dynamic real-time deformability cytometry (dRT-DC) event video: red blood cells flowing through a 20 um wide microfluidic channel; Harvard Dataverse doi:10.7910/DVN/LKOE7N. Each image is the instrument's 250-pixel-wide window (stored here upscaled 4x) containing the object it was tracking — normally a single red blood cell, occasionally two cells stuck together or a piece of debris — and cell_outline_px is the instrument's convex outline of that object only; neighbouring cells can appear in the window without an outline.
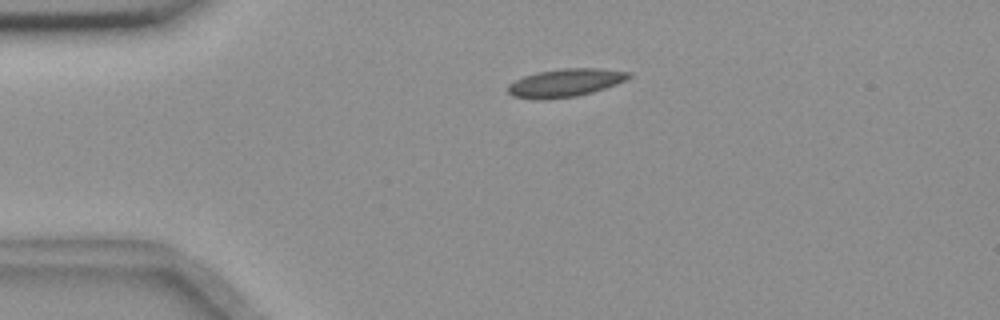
{"species": "common noctule bat (a hibernating species)", "species_latin": "Nyctalus noctula", "temperature_condition": "room temperature", "stored_images_in_passage": 48, "camera_frame_rate_fps": 3000, "um_per_image_px": 0.085, "animal": {"sex": "female", "body_mass_g": 18.4}, "frame": {"image": 1, "passage_image": 5, "time_ms": 1.333, "image_size_px": [1000, 320], "cell_outline_px": [[632, 76], [616, 84], [592, 92], [576, 96], [512, 96], [508, 92], [508, 84], [524, 76], [536, 72], [564, 68], [600, 68], [632, 72]], "centroid_in_image_um": [48.14, 6.97], "position_along_channel_um": 36.9, "area_um2": 18.79}}
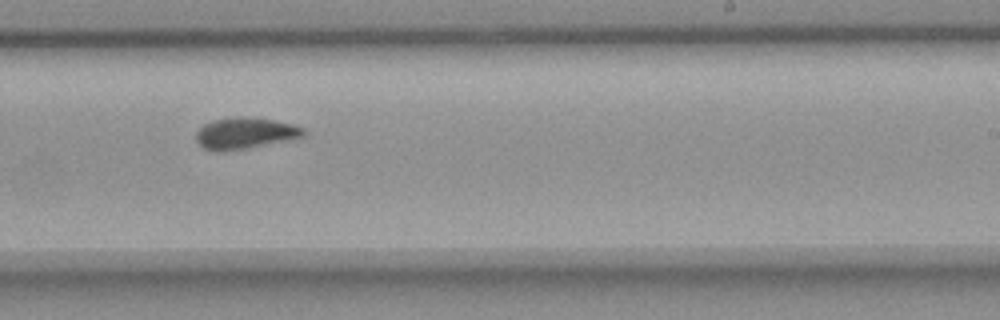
{"frame": {"image": 2, "passage_image": 27, "time_ms": 8.667, "image_size_px": [1000, 320], "cell_outline_px": [[308, 132], [304, 136], [224, 152], [216, 152], [204, 148], [196, 140], [196, 132], [204, 124], [212, 120], [272, 120], [296, 124], [304, 128]], "centroid_in_image_um": [20.83, 11.37], "position_along_channel_um": 268.2, "area_um2": 18.55}}
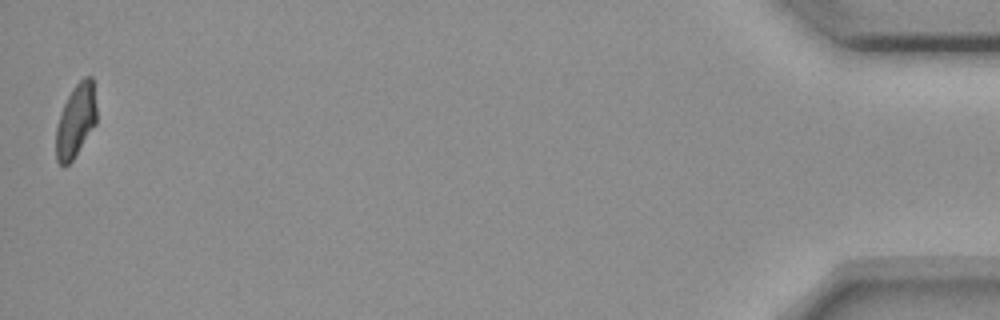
{"frame": {"image": 3, "passage_image": 48, "time_ms": 15.667, "image_size_px": [1000, 320], "cell_outline_px": [[96, 124], [72, 160], [68, 164], [60, 164], [56, 160], [56, 128], [60, 112], [72, 88], [84, 76], [92, 76], [96, 108]], "centroid_in_image_um": [6.44, 10.23], "position_along_channel_um": 428.8, "area_um2": 17.17}, "authors_computed_cell_mechanics": {"area_um2": 18.8139, "velocity_mm_per_s": 3.6197, "shape_relaxation_time_tau1_ms": null, "shape_relaxation_time_tau2_ms": 1.6009, "deformation_change_tau1": null, "deformation_change_tau2": 0.0578}}